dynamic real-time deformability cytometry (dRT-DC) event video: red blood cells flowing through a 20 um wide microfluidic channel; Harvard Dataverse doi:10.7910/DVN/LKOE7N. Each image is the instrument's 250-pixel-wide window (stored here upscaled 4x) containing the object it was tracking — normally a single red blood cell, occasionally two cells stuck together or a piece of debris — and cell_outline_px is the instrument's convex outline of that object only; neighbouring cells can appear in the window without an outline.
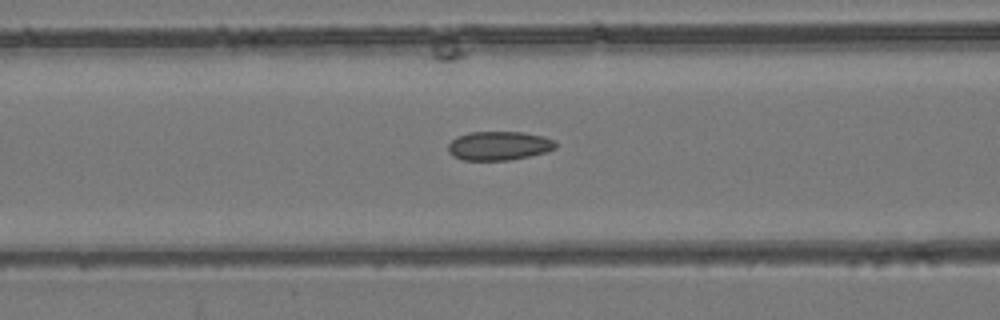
{"species": "common noctule bat (a hibernating species)", "species_latin": "Nyctalus noctula", "temperature_condition": "room temperature", "stored_images_in_passage": 31, "camera_frame_rate_fps": 3000, "um_per_image_px": 0.085, "animal": {"sex": "female", "body_mass_g": 24.6, "forearm_length_mm": 56.2}, "frame": {"image": 1, "passage_image": 11, "time_ms": 3.333, "image_size_px": [1000, 320], "cell_outline_px": [[556, 148], [544, 152], [512, 160], [464, 160], [452, 156], [448, 152], [448, 144], [456, 136], [468, 132], [524, 132], [544, 136], [556, 140]], "centroid_in_image_um": [42.4, 12.38], "position_along_channel_um": 124.2, "area_um2": 18.26}}
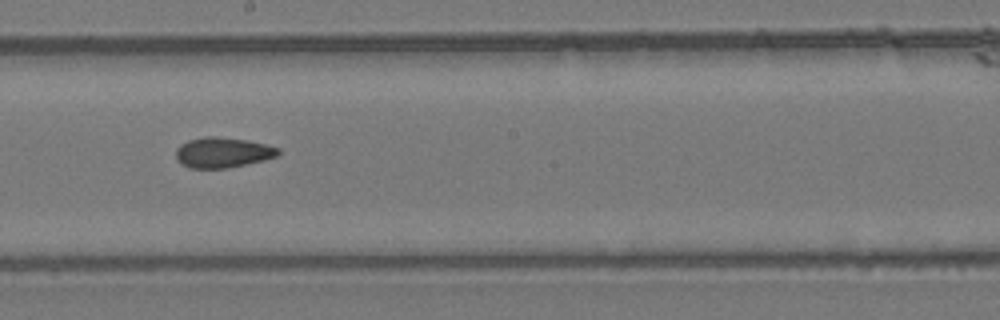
{"frame": {"image": 2, "passage_image": 19, "time_ms": 6.0, "image_size_px": [1000, 320], "cell_outline_px": [[280, 152], [276, 156], [264, 160], [228, 168], [188, 168], [180, 164], [176, 160], [176, 148], [180, 144], [188, 140], [204, 136], [216, 136], [248, 140], [280, 148]], "centroid_in_image_um": [18.89, 12.96], "position_along_channel_um": 229.3, "area_um2": 18.26}}
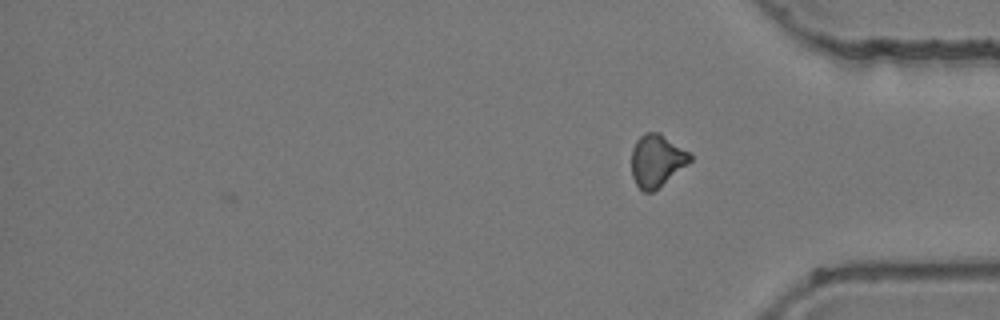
{"frame": {"image": 3, "passage_image": 31, "time_ms": 10.0, "image_size_px": [1000, 320], "cell_outline_px": [[692, 160], [688, 164], [652, 192], [644, 192], [636, 184], [632, 176], [632, 148], [636, 140], [644, 132], [660, 132], [688, 152], [692, 156]], "centroid_in_image_um": [55.81, 13.63], "position_along_channel_um": 379.4, "area_um2": 17.69}, "authors_computed_cell_mechanics": {"area_um2": 18.0336, "velocity_mm_per_s": 3.9348, "shape_relaxation_time_tau1_ms": null, "shape_relaxation_time_tau2_ms": 3.5104, "deformation_change_tau1": null, "deformation_change_tau2": 0.0797}}